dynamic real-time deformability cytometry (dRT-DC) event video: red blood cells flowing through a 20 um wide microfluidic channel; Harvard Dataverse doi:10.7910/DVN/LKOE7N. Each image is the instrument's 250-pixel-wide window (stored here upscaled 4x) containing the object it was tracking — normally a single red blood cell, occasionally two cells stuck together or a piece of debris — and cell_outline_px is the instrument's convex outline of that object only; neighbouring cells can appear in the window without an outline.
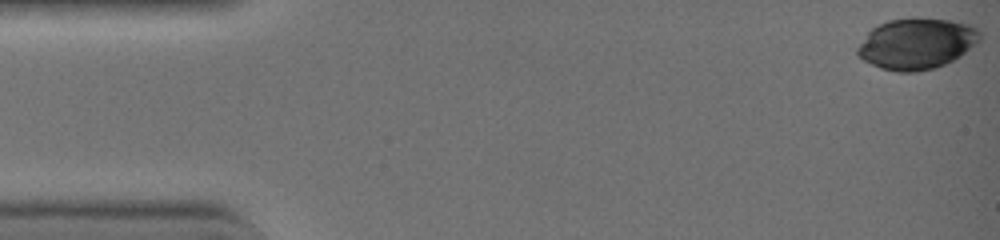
{"species": "common noctule bat (a hibernating species)", "species_latin": "Nyctalus noctula", "temperature_condition": "warm", "stored_images_in_passage": 15, "camera_frame_rate_fps": 3000, "um_per_image_px": 0.085, "animal": {"sex": "female", "body_mass_g": 19.0, "forearm_length_mm": 51.5}, "frame": {"image": 1, "passage_image": 1, "time_ms": 0.0, "image_size_px": [1000, 240], "cell_outline_px": [[980, 40], [976, 44], [960, 56], [944, 64], [932, 68], [916, 72], [900, 72], [880, 68], [856, 56], [856, 48], [868, 32], [872, 28], [888, 20], [912, 16], [916, 16], [948, 20], [972, 24], [980, 28]], "centroid_in_image_um": [77.92, 3.68], "position_along_channel_um": 7.1, "area_um2": 36.76}}